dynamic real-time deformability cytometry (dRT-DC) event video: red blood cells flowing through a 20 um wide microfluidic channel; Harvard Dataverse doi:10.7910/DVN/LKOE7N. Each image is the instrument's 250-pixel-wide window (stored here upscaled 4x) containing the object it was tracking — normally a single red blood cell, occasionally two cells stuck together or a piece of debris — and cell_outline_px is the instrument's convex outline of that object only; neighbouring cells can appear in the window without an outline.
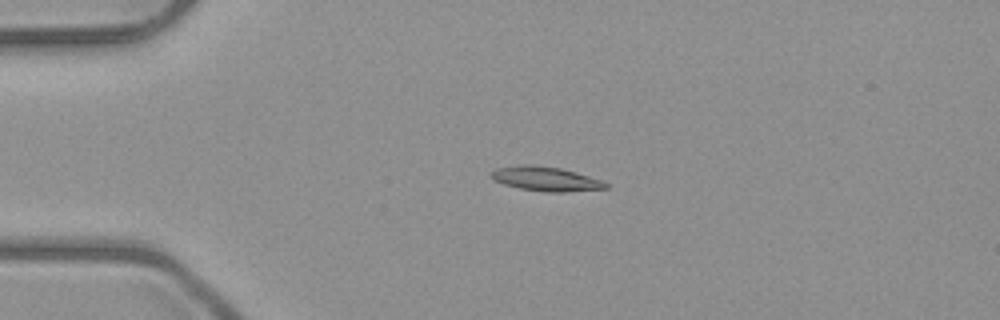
{"species": "common noctule bat (a hibernating species)", "species_latin": "Nyctalus noctula", "temperature_condition": "room temperature", "stored_images_in_passage": 4, "camera_frame_rate_fps": 3000, "um_per_image_px": 0.085, "animal": {"sex": "male", "body_mass_g": 23.1, "forearm_length_mm": 52.7}, "frame": {"image": 1, "passage_image": 3, "time_ms": 2.333, "image_size_px": [1000, 320], "cell_outline_px": [[608, 188], [564, 192], [548, 192], [520, 188], [504, 184], [496, 180], [492, 176], [492, 172], [496, 168], [520, 164], [532, 164], [560, 168], [576, 172], [600, 180], [608, 184]], "centroid_in_image_um": [46.4, 15.19], "position_along_channel_um": 38.6, "area_um2": 16.01}}